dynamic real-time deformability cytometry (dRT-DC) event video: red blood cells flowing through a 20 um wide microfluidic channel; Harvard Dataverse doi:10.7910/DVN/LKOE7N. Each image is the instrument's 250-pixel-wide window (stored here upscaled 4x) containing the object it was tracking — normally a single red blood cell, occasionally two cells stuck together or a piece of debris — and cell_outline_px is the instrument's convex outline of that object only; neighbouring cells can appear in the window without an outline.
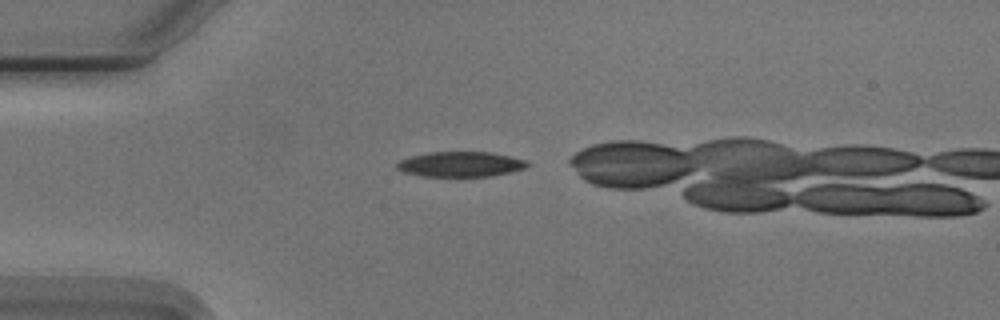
{"species": "Egyptian fruit bat (a non-hibernating species)", "species_latin": "Rousettus aegyptiacus", "temperature_condition": "cold", "stored_images_in_passage": 26, "camera_frame_rate_fps": 3000, "um_per_image_px": 0.085, "animal": {"sex": "male"}, "frame": {"image": 1, "passage_image": 2, "time_ms": 0.333, "image_size_px": [1000, 320], "cell_outline_px": [[528, 164], [524, 168], [492, 176], [420, 176], [404, 172], [396, 168], [396, 164], [400, 160], [412, 156], [428, 152], [492, 152], [528, 160]], "centroid_in_image_um": [39.14, 13.95], "position_along_channel_um": 45.9, "area_um2": 19.02}}
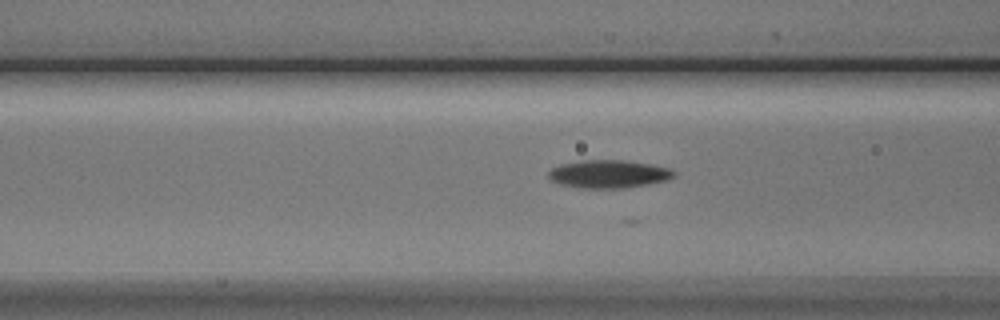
{"frame": {"image": 2, "passage_image": 9, "time_ms": 2.667, "image_size_px": [1000, 320], "cell_outline_px": [[676, 176], [668, 180], [648, 184], [624, 188], [580, 188], [560, 184], [548, 180], [548, 172], [552, 168], [560, 164], [584, 160], [620, 160], [652, 164], [668, 168], [676, 172]], "centroid_in_image_um": [51.73, 14.79], "position_along_channel_um": 114.9, "area_um2": 20.58}}
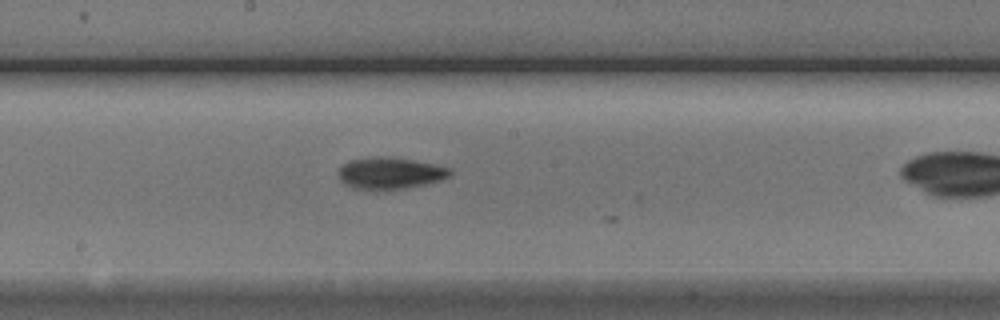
{"frame": {"image": 3, "passage_image": 17, "time_ms": 5.333, "image_size_px": [1000, 320], "cell_outline_px": [[452, 176], [428, 184], [408, 188], [376, 192], [368, 192], [344, 184], [340, 180], [340, 168], [344, 164], [352, 160], [376, 156], [388, 156], [412, 160], [452, 168]], "centroid_in_image_um": [33.19, 14.76], "position_along_channel_um": 215.0, "area_um2": 21.1}}